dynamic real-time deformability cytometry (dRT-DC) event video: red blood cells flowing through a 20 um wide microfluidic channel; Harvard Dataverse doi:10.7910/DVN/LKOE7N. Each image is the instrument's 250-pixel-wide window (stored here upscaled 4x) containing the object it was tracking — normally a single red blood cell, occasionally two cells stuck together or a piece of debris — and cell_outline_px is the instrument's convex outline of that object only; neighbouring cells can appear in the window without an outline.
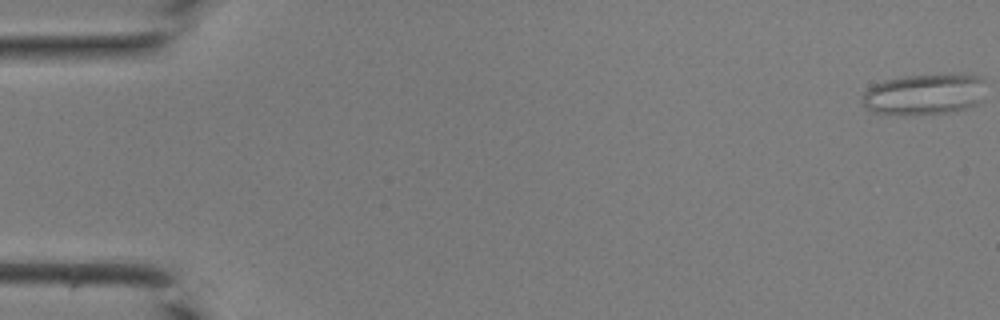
{"species": "common noctule bat (a hibernating species)", "species_latin": "Nyctalus noctula", "temperature_condition": "room temperature", "stored_images_in_passage": 44, "camera_frame_rate_fps": 3000, "um_per_image_px": 0.085, "animal": {"sex": "male", "body_mass_g": 19.0, "forearm_length_mm": 50.8}, "frame": {"image": 1, "passage_image": 1, "time_ms": 0.0, "image_size_px": [1000, 320], "cell_outline_px": [[984, 80], [980, 100], [976, 104], [956, 112], [912, 116], [896, 116], [872, 112], [864, 108], [860, 100], [864, 92], [868, 88], [884, 80], [904, 76], [980, 76]], "centroid_in_image_um": [78.45, 8.09], "position_along_channel_um": 6.5, "area_um2": 29.59}}
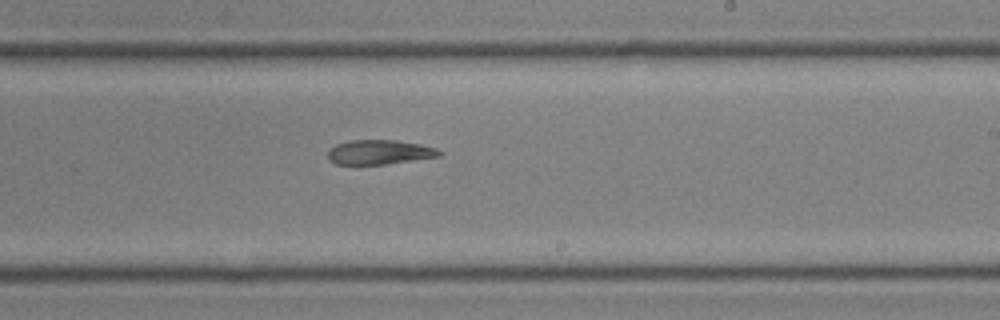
{"frame": {"image": 2, "passage_image": 27, "time_ms": 8.667, "image_size_px": [1000, 320], "cell_outline_px": [[444, 152], [440, 156], [384, 164], [336, 164], [328, 160], [328, 148], [336, 144], [348, 140], [396, 140], [420, 144], [436, 148]], "centroid_in_image_um": [32.22, 12.92], "position_along_channel_um": 256.8, "area_um2": 15.95}}
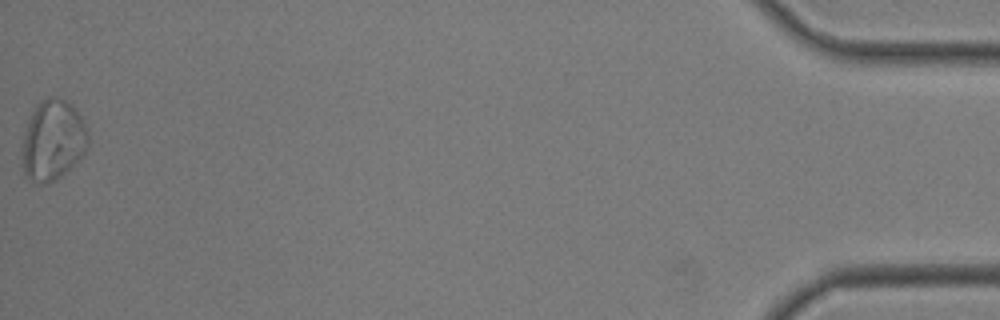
{"frame": {"image": 3, "passage_image": 44, "time_ms": 14.333, "image_size_px": [1000, 320], "cell_outline_px": [[88, 144], [84, 152], [60, 176], [48, 184], [32, 180], [24, 176], [24, 132], [28, 120], [36, 104], [40, 100], [48, 96], [64, 100], [80, 116], [88, 132]], "centroid_in_image_um": [4.48, 11.9], "position_along_channel_um": 430.7, "area_um2": 29.94}}